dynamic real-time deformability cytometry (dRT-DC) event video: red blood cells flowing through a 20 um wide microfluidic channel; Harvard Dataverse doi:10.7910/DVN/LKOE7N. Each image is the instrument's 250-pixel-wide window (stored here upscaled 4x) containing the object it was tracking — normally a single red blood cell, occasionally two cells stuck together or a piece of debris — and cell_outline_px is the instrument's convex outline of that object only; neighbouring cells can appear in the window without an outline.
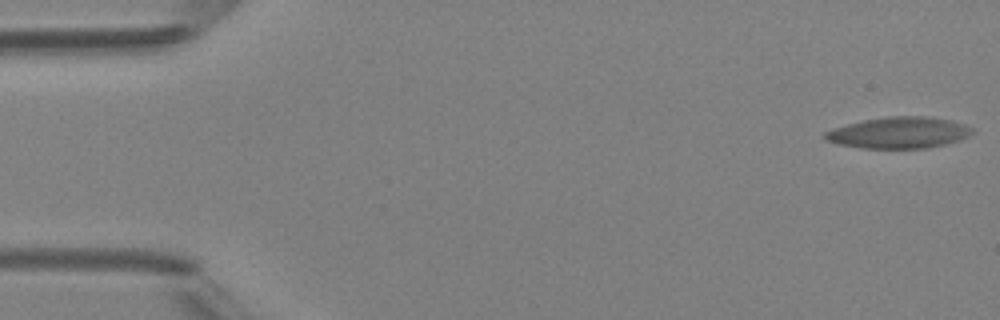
{"species": "Egyptian fruit bat (a non-hibernating species)", "species_latin": "Rousettus aegyptiacus", "temperature_condition": "room temperature", "stored_images_in_passage": 4, "camera_frame_rate_fps": 3000, "um_per_image_px": 0.085, "animal": {"sex": "female"}, "frame": {"image": 1, "passage_image": 1, "time_ms": 0.0, "image_size_px": [1000, 320], "cell_outline_px": [[976, 132], [960, 140], [928, 148], [860, 148], [840, 144], [824, 140], [824, 132], [832, 128], [864, 120], [888, 116], [928, 116], [952, 120], [964, 124], [972, 128]], "centroid_in_image_um": [76.42, 11.27], "position_along_channel_um": 8.6, "area_um2": 26.99}}